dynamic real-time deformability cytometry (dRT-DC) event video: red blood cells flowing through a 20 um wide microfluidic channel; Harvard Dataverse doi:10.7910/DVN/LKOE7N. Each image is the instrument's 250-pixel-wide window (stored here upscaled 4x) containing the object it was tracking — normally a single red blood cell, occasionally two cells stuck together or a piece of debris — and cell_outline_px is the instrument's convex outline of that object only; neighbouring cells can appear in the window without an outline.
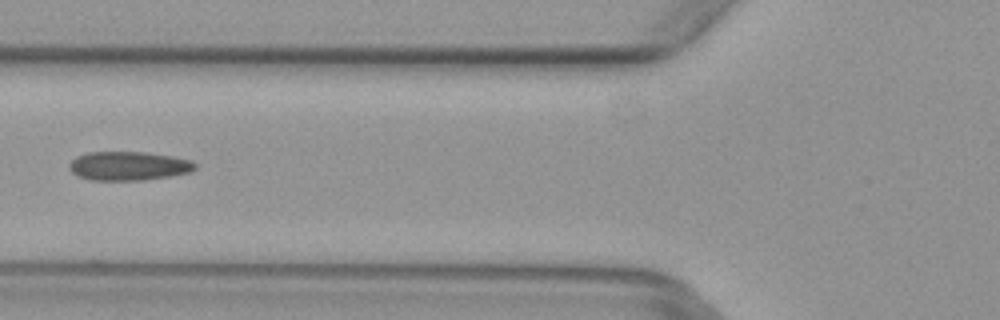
{"species": "common noctule bat (a hibernating species)", "species_latin": "Nyctalus noctula", "temperature_condition": "warm", "stored_images_in_passage": 7, "camera_frame_rate_fps": 3000, "um_per_image_px": 0.085, "animal": {"sex": "female", "body_mass_g": 29.2, "forearm_length_mm": 56.3}, "frame": {"image": 1, "passage_image": 6, "time_ms": 1.667, "image_size_px": [1000, 320], "cell_outline_px": [[196, 168], [192, 172], [172, 176], [144, 180], [88, 180], [72, 172], [68, 168], [68, 164], [76, 156], [88, 152], [144, 152], [172, 156], [192, 160], [196, 164]], "centroid_in_image_um": [10.95, 14.11], "position_along_channel_um": 114.9, "area_um2": 21.39}}